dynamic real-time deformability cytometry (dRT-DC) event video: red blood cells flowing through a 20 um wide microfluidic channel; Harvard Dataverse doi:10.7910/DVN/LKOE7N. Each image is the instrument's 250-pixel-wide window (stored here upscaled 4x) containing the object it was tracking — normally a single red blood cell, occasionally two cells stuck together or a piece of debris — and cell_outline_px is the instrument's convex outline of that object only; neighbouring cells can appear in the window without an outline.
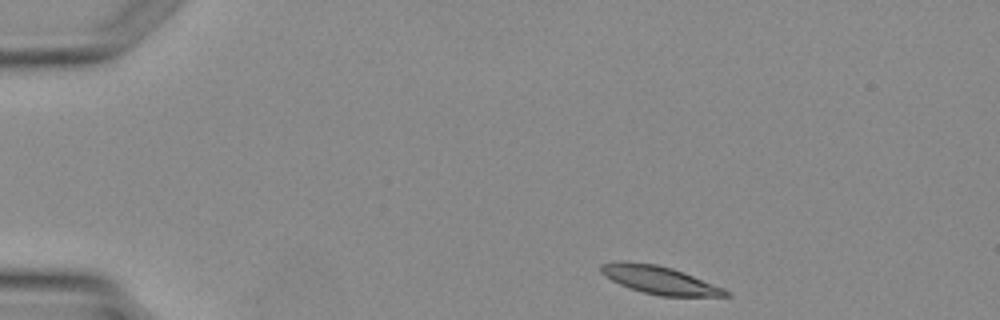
{"species": "Egyptian fruit bat (a non-hibernating species)", "species_latin": "Rousettus aegyptiacus", "temperature_condition": "warm", "stored_images_in_passage": 3, "camera_frame_rate_fps": 3000, "um_per_image_px": 0.085, "animal": {"sex": "female"}, "frame": {"image": 1, "passage_image": 1, "time_ms": 0.0, "image_size_px": [1000, 320], "cell_outline_px": [[732, 296], [660, 296], [644, 292], [620, 284], [604, 276], [600, 272], [600, 264], [616, 260], [624, 260], [656, 264], [672, 268], [684, 272], [724, 288]], "centroid_in_image_um": [56.02, 23.77], "position_along_channel_um": 29.0, "area_um2": 20.35}}